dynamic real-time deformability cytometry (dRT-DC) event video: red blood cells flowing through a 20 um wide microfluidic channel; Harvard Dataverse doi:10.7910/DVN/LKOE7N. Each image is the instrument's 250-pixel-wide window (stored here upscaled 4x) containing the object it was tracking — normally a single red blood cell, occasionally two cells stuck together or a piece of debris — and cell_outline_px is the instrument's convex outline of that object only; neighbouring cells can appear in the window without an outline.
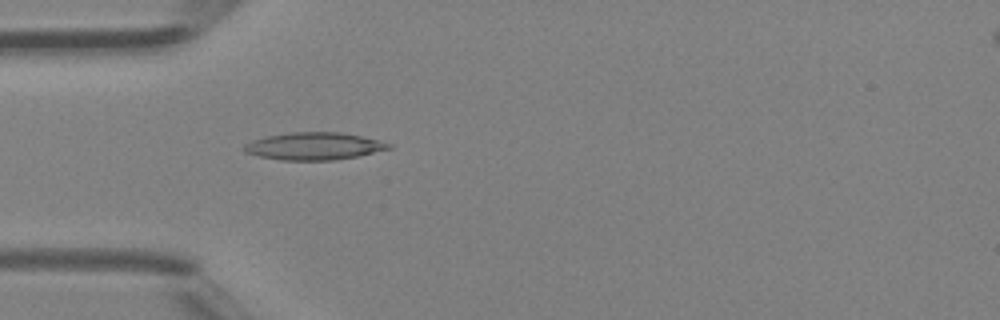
{"species": "Egyptian fruit bat (a non-hibernating species)", "species_latin": "Rousettus aegyptiacus", "temperature_condition": "room temperature", "stored_images_in_passage": 34, "camera_frame_rate_fps": 3000, "um_per_image_px": 0.085, "animal": {"sex": "female"}, "frame": {"image": 1, "passage_image": 14, "time_ms": 4.333, "image_size_px": [1000, 320], "cell_outline_px": [[392, 148], [356, 156], [336, 160], [280, 160], [260, 156], [244, 152], [244, 144], [252, 140], [264, 136], [292, 132], [340, 132], [380, 140], [392, 144]], "centroid_in_image_um": [26.68, 12.42], "position_along_channel_um": 58.3, "area_um2": 23.06}}
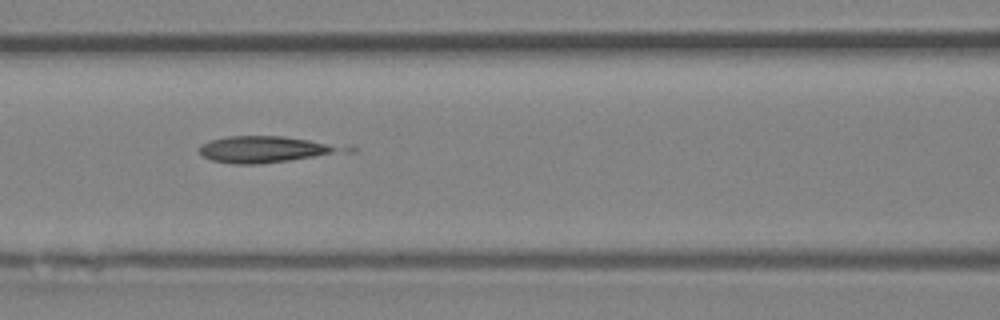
{"frame": {"image": 2, "passage_image": 20, "time_ms": 6.333, "image_size_px": [1000, 320], "cell_outline_px": [[336, 148], [332, 152], [316, 156], [288, 160], [256, 164], [236, 164], [212, 160], [204, 156], [200, 152], [200, 144], [224, 136], [284, 136], [308, 140], [324, 144]], "centroid_in_image_um": [22.2, 12.69], "position_along_channel_um": 144.4, "area_um2": 20.69}}
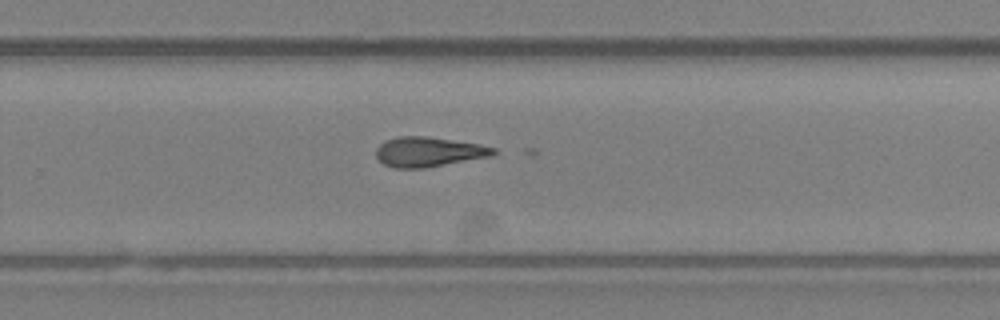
{"frame": {"image": 3, "passage_image": 30, "time_ms": 9.667, "image_size_px": [1000, 320], "cell_outline_px": [[496, 152], [492, 156], [424, 168], [396, 168], [384, 164], [376, 156], [376, 148], [380, 144], [388, 140], [400, 136], [424, 136], [480, 144], [496, 148]], "centroid_in_image_um": [36.44, 12.91], "position_along_channel_um": 293.4, "area_um2": 20.17}}